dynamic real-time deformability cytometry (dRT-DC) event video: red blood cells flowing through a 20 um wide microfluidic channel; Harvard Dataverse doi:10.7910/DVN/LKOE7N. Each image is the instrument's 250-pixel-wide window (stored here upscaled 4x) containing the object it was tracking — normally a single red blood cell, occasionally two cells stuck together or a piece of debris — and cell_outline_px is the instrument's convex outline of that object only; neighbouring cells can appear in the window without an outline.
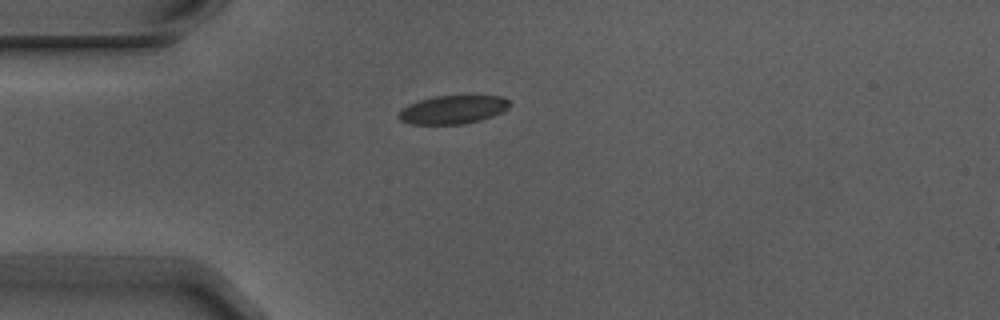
{"species": "Egyptian fruit bat (a non-hibernating species)", "species_latin": "Rousettus aegyptiacus", "temperature_condition": "warm", "stored_images_in_passage": 1, "camera_frame_rate_fps": 3000, "um_per_image_px": 0.085, "animal": {"sex": "male"}, "frame": {"image": 1, "passage_image": 1, "time_ms": 0.0, "image_size_px": [1000, 320], "cell_outline_px": [[512, 104], [504, 112], [480, 120], [464, 124], [412, 124], [400, 120], [396, 116], [400, 108], [408, 104], [420, 100], [436, 96], [504, 96]], "centroid_in_image_um": [38.49, 9.32], "position_along_channel_um": 46.5, "area_um2": 18.55}}